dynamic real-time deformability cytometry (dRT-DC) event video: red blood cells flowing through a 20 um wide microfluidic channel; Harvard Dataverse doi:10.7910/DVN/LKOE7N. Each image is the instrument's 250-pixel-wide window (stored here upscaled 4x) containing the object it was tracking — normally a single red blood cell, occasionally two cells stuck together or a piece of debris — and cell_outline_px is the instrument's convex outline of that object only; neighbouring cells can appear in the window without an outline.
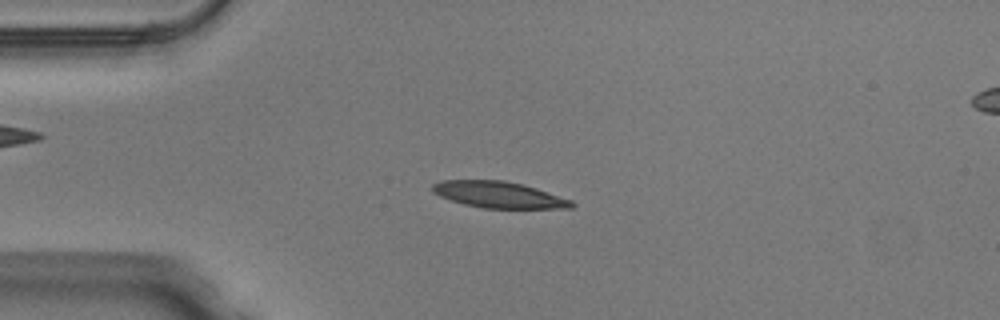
{"species": "Egyptian fruit bat (a non-hibernating species)", "species_latin": "Rousettus aegyptiacus", "temperature_condition": "warm", "stored_images_in_passage": 47, "camera_frame_rate_fps": 3000, "um_per_image_px": 0.085, "animal": {"sex": "male"}, "frame": {"image": 1, "passage_image": 10, "time_ms": 3.0, "image_size_px": [1000, 320], "cell_outline_px": [[576, 204], [572, 208], [484, 208], [464, 204], [440, 196], [432, 192], [432, 184], [440, 180], [504, 180], [524, 184], [572, 200]], "centroid_in_image_um": [42.4, 16.54], "position_along_channel_um": 42.6, "area_um2": 21.39}}
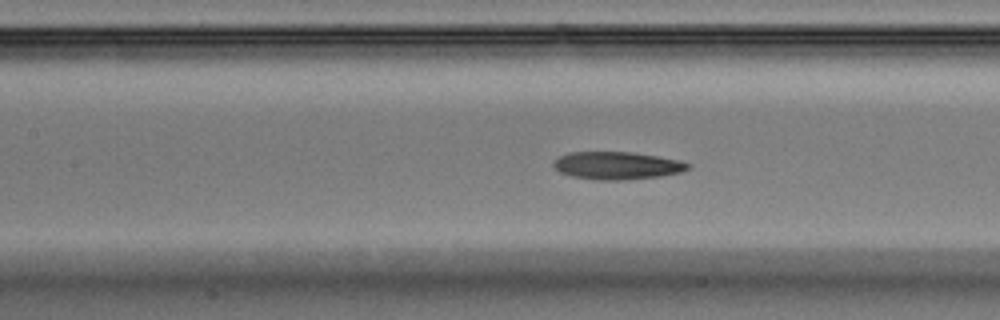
{"frame": {"image": 2, "passage_image": 20, "time_ms": 6.333, "image_size_px": [1000, 320], "cell_outline_px": [[692, 164], [688, 168], [680, 172], [660, 176], [620, 180], [596, 180], [572, 176], [560, 172], [552, 164], [552, 160], [568, 152], [632, 152], [680, 160]], "centroid_in_image_um": [52.42, 14.06], "position_along_channel_um": 155.0, "area_um2": 21.62}}
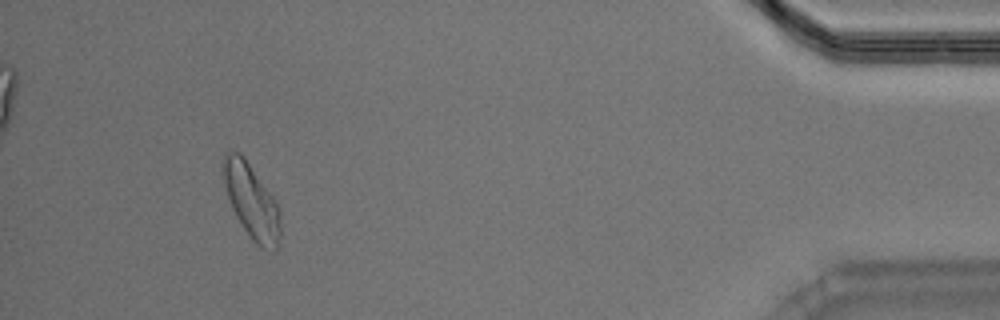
{"frame": {"image": 3, "passage_image": 44, "time_ms": 14.333, "image_size_px": [1000, 320], "cell_outline_px": [[280, 240], [276, 248], [260, 248], [252, 240], [236, 216], [232, 208], [224, 184], [220, 168], [220, 164], [224, 152], [232, 148], [240, 152], [244, 156], [276, 200], [280, 208]], "centroid_in_image_um": [21.34, 17.01], "position_along_channel_um": 413.9, "area_um2": 25.32}, "authors_computed_cell_mechanics": {"area_um2": 22.0218, "velocity_mm_per_s": 4.0366, "shape_relaxation_time_tau1_ms": 11.3499, "shape_relaxation_time_tau2_ms": null, "deformation_change_tau1": 0.2491, "deformation_change_tau2": null}}